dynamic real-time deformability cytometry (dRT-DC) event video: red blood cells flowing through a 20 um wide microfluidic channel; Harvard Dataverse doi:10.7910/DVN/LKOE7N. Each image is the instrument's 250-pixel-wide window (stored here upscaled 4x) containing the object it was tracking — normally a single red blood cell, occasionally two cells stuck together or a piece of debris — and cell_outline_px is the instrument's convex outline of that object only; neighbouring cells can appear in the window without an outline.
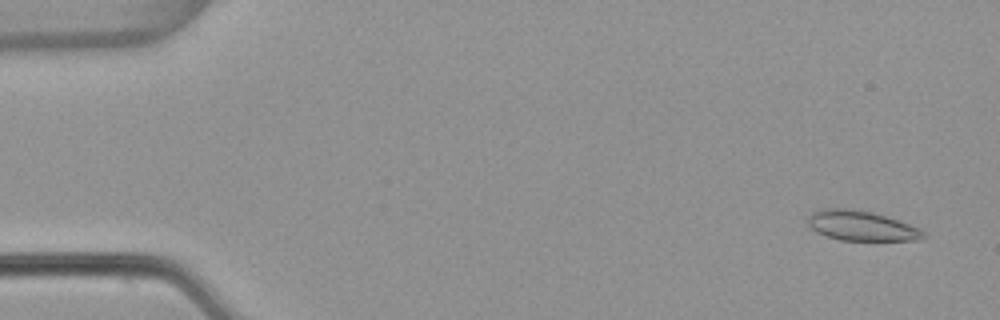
{"species": "common noctule bat (a hibernating species)", "species_latin": "Nyctalus noctula", "temperature_condition": "warm", "stored_images_in_passage": 12, "camera_frame_rate_fps": 3000, "um_per_image_px": 0.085, "animal": {"sex": "female", "body_mass_g": 22.7, "forearm_length_mm": 54.2}, "frame": {"image": 1, "passage_image": 3, "time_ms": 0.667, "image_size_px": [1000, 320], "cell_outline_px": [[928, 236], [916, 240], [840, 240], [816, 232], [808, 224], [808, 216], [812, 212], [824, 208], [844, 208], [872, 212], [920, 228]], "centroid_in_image_um": [73.2, 19.19], "position_along_channel_um": 11.8, "area_um2": 19.88}}